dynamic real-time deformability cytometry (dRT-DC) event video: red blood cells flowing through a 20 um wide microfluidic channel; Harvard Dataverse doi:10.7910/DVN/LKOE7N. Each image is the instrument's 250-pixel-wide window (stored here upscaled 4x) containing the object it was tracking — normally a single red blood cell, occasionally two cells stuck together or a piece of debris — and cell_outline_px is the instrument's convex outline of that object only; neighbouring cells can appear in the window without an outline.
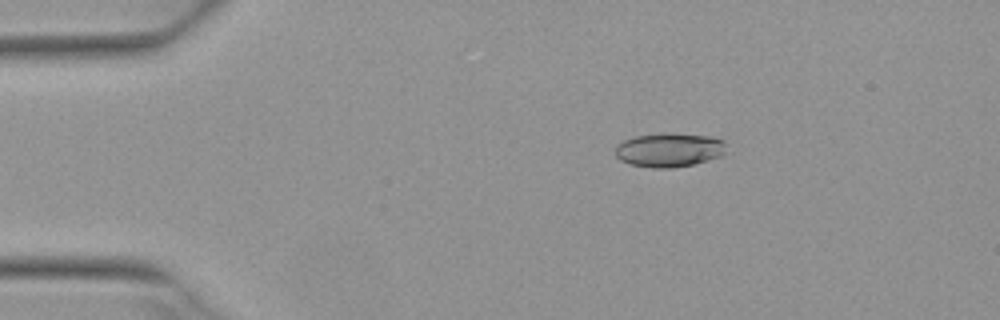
{"species": "Egyptian fruit bat (a non-hibernating species)", "species_latin": "Rousettus aegyptiacus", "temperature_condition": "warm", "stored_images_in_passage": 5, "camera_frame_rate_fps": 3000, "um_per_image_px": 0.085, "animal": {"sex": "female"}, "frame": {"image": 1, "passage_image": 2, "time_ms": 0.333, "image_size_px": [1000, 320], "cell_outline_px": [[724, 152], [720, 156], [708, 160], [692, 164], [672, 168], [652, 168], [632, 164], [620, 160], [616, 156], [616, 144], [624, 140], [636, 136], [708, 136], [724, 140]], "centroid_in_image_um": [56.85, 12.8], "position_along_channel_um": 28.1, "area_um2": 20.87}}
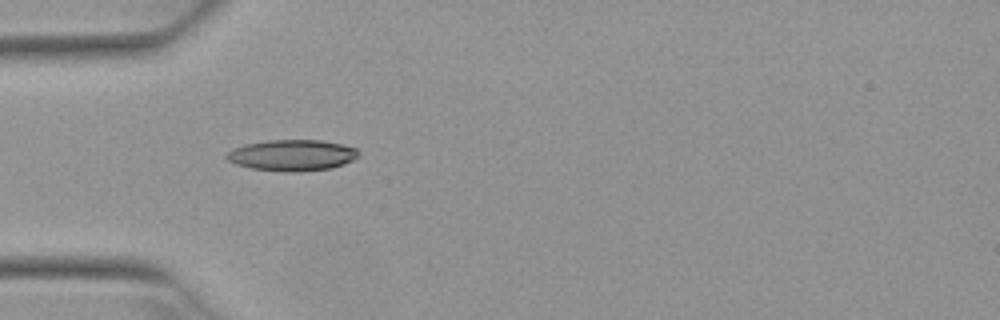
{"frame": {"image": 2, "passage_image": 4, "time_ms": 1.0, "image_size_px": [1000, 320], "cell_outline_px": [[360, 156], [344, 164], [332, 168], [300, 172], [284, 172], [252, 168], [236, 164], [228, 160], [224, 156], [232, 148], [244, 144], [268, 140], [320, 140], [340, 144], [356, 148], [360, 152]], "centroid_in_image_um": [24.83, 13.2], "position_along_channel_um": 60.2, "area_um2": 24.1}}
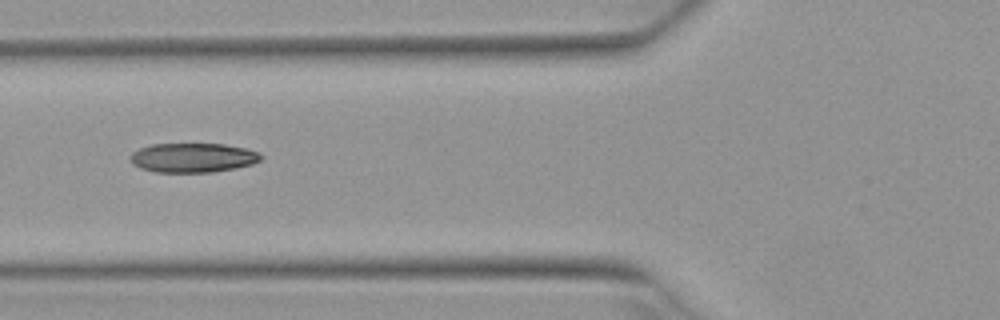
{"frame": {"image": 3, "passage_image": 5, "time_ms": 1.333, "image_size_px": [1000, 320], "cell_outline_px": [[264, 156], [260, 160], [252, 164], [236, 168], [212, 172], [156, 172], [140, 168], [132, 164], [128, 160], [132, 152], [140, 148], [152, 144], [224, 144], [244, 148], [260, 152]], "centroid_in_image_um": [16.39, 13.4], "position_along_channel_um": 109.4, "area_um2": 22.48}}